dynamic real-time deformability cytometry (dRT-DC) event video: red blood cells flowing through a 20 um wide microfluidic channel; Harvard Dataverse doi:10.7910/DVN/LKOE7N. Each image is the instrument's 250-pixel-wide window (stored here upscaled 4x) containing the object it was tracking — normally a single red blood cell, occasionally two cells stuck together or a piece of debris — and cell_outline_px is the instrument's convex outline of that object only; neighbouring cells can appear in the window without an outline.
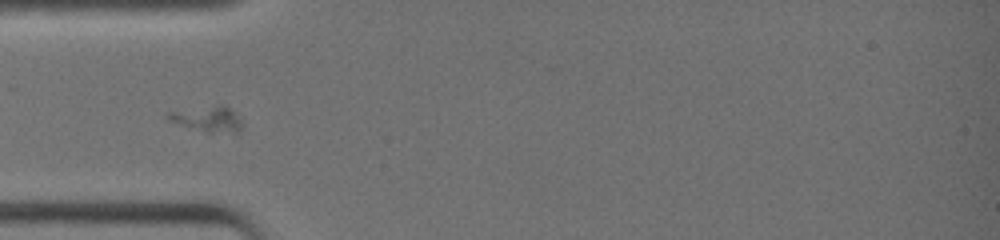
{"species": "common noctule bat (a hibernating species)", "species_latin": "Nyctalus noctula", "temperature_condition": "warm", "stored_images_in_passage": 22, "camera_frame_rate_fps": 3000, "um_per_image_px": 0.085, "animal": {"sex": "female", "body_mass_g": 19.0, "forearm_length_mm": 51.5}, "frame": {"image": 1, "passage_image": 17, "time_ms": 5.333, "image_size_px": [1000, 240], "cell_outline_px": [[244, 124], [236, 132], [208, 132], [168, 120], [164, 116], [168, 112], [220, 104], [228, 108]], "centroid_in_image_um": [17.63, 10.1], "position_along_channel_um": 67.4, "area_um2": 10.52}}